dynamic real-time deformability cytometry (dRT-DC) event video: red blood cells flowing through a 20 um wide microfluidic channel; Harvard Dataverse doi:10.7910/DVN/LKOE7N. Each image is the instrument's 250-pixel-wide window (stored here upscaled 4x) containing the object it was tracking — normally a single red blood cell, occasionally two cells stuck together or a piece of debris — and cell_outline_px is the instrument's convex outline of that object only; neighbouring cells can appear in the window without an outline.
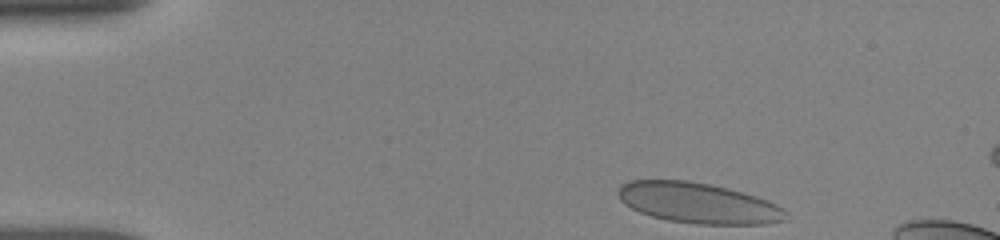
{"species": "human", "species_latin": "Homo sapiens", "temperature_condition": "room temperature", "stored_images_in_passage": 34, "camera_frame_rate_fps": 3000, "um_per_image_px": 0.085, "donor": {"sex": "female"}, "frame": {"image": 1, "passage_image": 1, "time_ms": 0.0, "image_size_px": [1000, 240], "cell_outline_px": [[788, 220], [768, 224], [696, 224], [668, 220], [652, 216], [640, 212], [624, 204], [620, 200], [616, 192], [620, 184], [628, 180], [688, 180], [712, 184], [728, 188], [756, 196], [776, 204], [788, 212]], "centroid_in_image_um": [59.35, 17.25], "position_along_channel_um": 25.7, "area_um2": 40.0}}
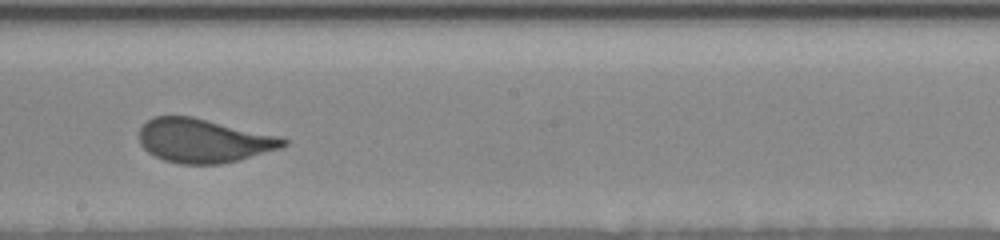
{"frame": {"image": 2, "passage_image": 21, "time_ms": 7.333, "image_size_px": [1000, 240], "cell_outline_px": [[288, 144], [280, 148], [240, 160], [220, 164], [180, 164], [164, 160], [148, 152], [140, 144], [140, 128], [152, 116], [192, 116], [276, 136], [288, 140]], "centroid_in_image_um": [17.28, 11.96], "position_along_channel_um": 230.9, "area_um2": 36.53}}
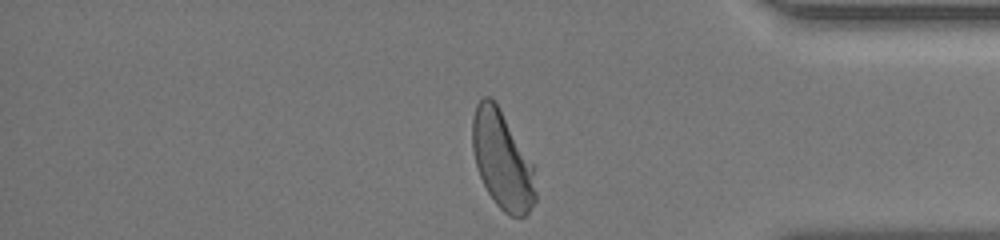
{"frame": {"image": 3, "passage_image": 33, "time_ms": 12.0, "image_size_px": [1000, 240], "cell_outline_px": [[536, 200], [528, 216], [512, 216], [504, 212], [496, 204], [488, 192], [480, 176], [476, 164], [472, 148], [472, 116], [476, 104], [484, 96], [488, 96], [496, 104], [536, 164]], "centroid_in_image_um": [42.74, 13.64], "position_along_channel_um": 392.5, "area_um2": 36.65}, "authors_computed_cell_mechanics": {"area_um2": 37.2521, "velocity_mm_per_s": 3.8425, "shape_relaxation_time_tau1_ms": 5.3123, "shape_relaxation_time_tau2_ms": null, "deformation_change_tau1": 0.1495, "deformation_change_tau2": null}}